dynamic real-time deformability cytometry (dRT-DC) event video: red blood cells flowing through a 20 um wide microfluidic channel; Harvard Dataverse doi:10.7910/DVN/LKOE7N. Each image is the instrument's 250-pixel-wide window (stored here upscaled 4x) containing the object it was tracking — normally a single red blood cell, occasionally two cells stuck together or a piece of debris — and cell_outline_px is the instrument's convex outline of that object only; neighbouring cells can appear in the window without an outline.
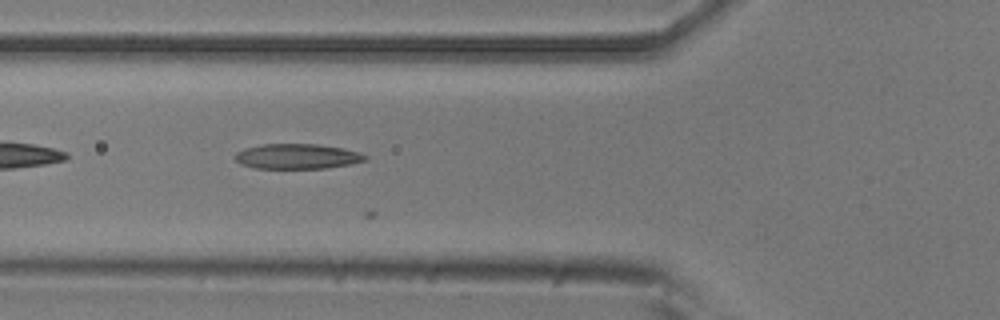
{"species": "common noctule bat (a hibernating species)", "species_latin": "Nyctalus noctula", "temperature_condition": "room temperature", "stored_images_in_passage": 23, "camera_frame_rate_fps": 3000, "um_per_image_px": 0.085, "animal": {"sex": "male", "body_mass_g": 20.5, "forearm_length_mm": 52.5}, "frame": {"image": 1, "passage_image": 19, "time_ms": 6.0, "image_size_px": [1000, 320], "cell_outline_px": [[368, 160], [352, 164], [324, 168], [256, 168], [240, 164], [236, 160], [236, 152], [244, 148], [260, 144], [316, 144], [340, 148], [360, 152], [368, 156]], "centroid_in_image_um": [25.28, 13.29], "position_along_channel_um": 100.5, "area_um2": 19.02}}
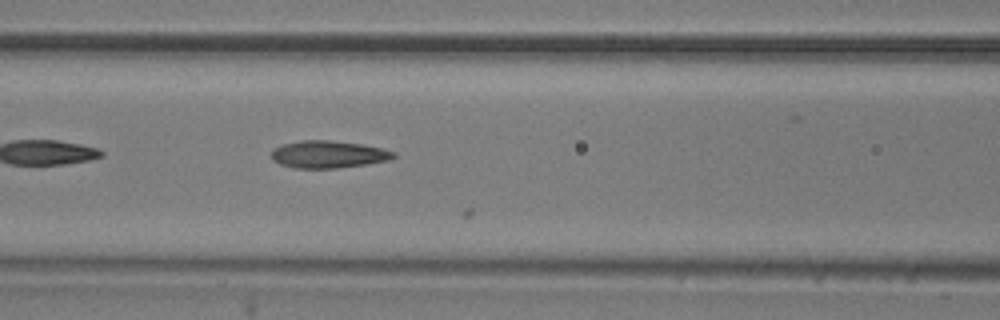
{"frame": {"image": 2, "passage_image": 22, "time_ms": 7.0, "image_size_px": [1000, 320], "cell_outline_px": [[396, 156], [388, 160], [364, 164], [336, 168], [296, 168], [280, 164], [272, 160], [272, 152], [276, 148], [284, 144], [300, 140], [328, 140], [360, 144], [380, 148], [396, 152]], "centroid_in_image_um": [27.9, 13.12], "position_along_channel_um": 138.7, "area_um2": 19.13}}